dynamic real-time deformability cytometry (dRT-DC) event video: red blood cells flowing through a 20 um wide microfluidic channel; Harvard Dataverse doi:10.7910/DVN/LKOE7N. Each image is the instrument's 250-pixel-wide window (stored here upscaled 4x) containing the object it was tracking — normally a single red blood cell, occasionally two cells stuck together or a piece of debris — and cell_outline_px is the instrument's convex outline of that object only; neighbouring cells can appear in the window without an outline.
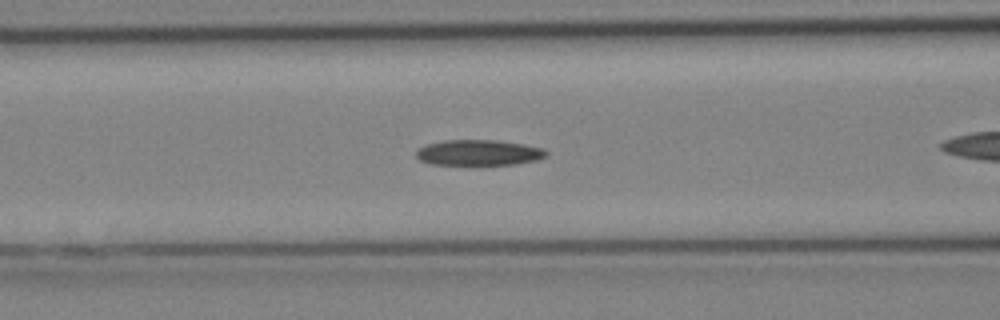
{"species": "Egyptian fruit bat (a non-hibernating species)", "species_latin": "Rousettus aegyptiacus", "temperature_condition": "cold", "stored_images_in_passage": 29, "camera_frame_rate_fps": 3000, "um_per_image_px": 0.085, "animal": {"sex": "female"}, "frame": {"image": 1, "passage_image": 9, "time_ms": 2.667, "image_size_px": [1000, 320], "cell_outline_px": [[548, 156], [536, 160], [516, 164], [432, 164], [420, 160], [416, 156], [416, 148], [424, 144], [444, 140], [496, 140], [524, 144], [544, 148], [548, 152]], "centroid_in_image_um": [40.69, 12.96], "position_along_channel_um": 125.9, "area_um2": 19.54}}
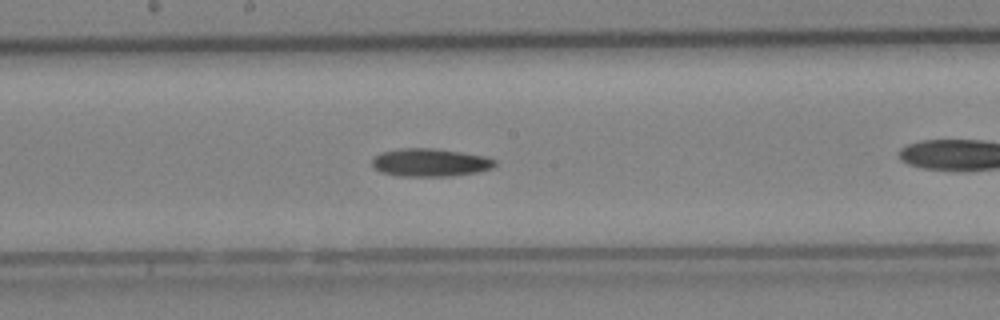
{"frame": {"image": 2, "passage_image": 13, "time_ms": 4.0, "image_size_px": [1000, 320], "cell_outline_px": [[496, 164], [492, 168], [476, 172], [452, 176], [396, 176], [380, 172], [372, 164], [372, 156], [380, 152], [400, 148], [432, 148], [460, 152], [484, 156], [496, 160]], "centroid_in_image_um": [36.52, 13.81], "position_along_channel_um": 211.7, "area_um2": 20.11}}
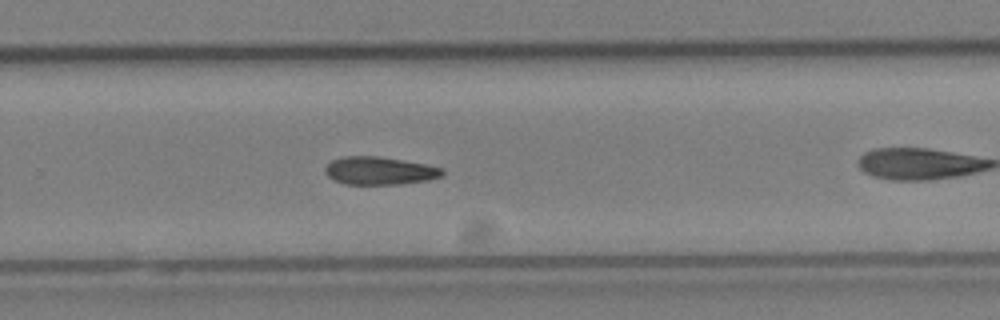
{"frame": {"image": 3, "passage_image": 17, "time_ms": 5.333, "image_size_px": [1000, 320], "cell_outline_px": [[444, 176], [428, 180], [400, 184], [344, 184], [332, 180], [324, 172], [324, 168], [332, 160], [344, 156], [376, 156], [424, 164], [444, 168]], "centroid_in_image_um": [32.25, 14.52], "position_along_channel_um": 297.6, "area_um2": 19.07}}